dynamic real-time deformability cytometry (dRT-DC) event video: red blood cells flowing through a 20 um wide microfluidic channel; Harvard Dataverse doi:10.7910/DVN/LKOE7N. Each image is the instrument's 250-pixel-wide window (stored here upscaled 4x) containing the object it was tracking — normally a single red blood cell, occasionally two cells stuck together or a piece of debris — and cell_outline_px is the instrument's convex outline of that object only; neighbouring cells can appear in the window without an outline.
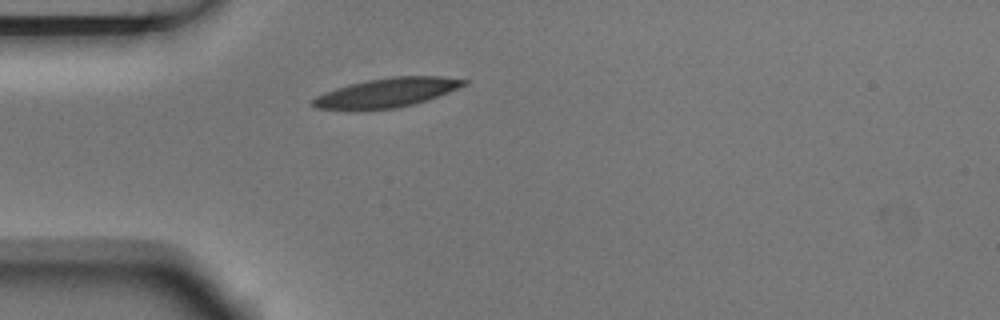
{"species": "Egyptian fruit bat (a non-hibernating species)", "species_latin": "Rousettus aegyptiacus", "temperature_condition": "room temperature", "stored_images_in_passage": 1, "camera_frame_rate_fps": 3000, "um_per_image_px": 0.085, "animal": {"sex": "male"}, "frame": {"image": 1, "passage_image": 1, "time_ms": 0.0, "image_size_px": [1000, 320], "cell_outline_px": [[468, 84], [460, 88], [428, 100], [396, 108], [316, 108], [312, 104], [312, 100], [316, 96], [324, 92], [336, 88], [368, 80], [392, 76], [444, 76], [468, 80]], "centroid_in_image_um": [32.99, 7.84], "position_along_channel_um": 52.0, "area_um2": 25.14}}